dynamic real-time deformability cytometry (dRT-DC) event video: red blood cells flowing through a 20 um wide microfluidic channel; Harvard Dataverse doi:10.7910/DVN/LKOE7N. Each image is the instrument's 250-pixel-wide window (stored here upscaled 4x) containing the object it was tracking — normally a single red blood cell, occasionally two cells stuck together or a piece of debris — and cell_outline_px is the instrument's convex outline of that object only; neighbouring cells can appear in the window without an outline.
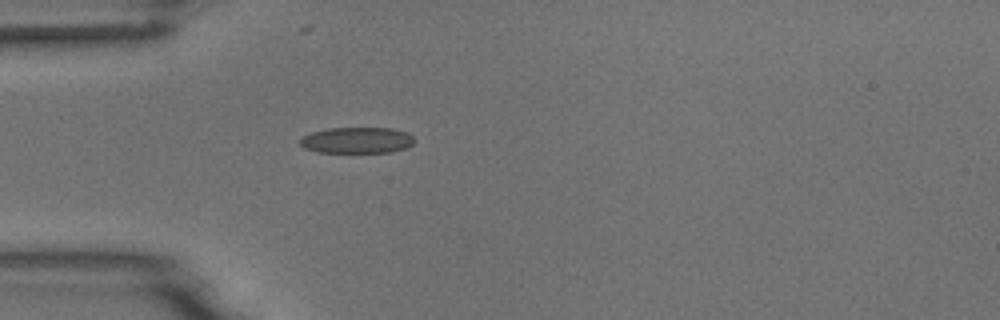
{"species": "common noctule bat (a hibernating species)", "species_latin": "Nyctalus noctula", "temperature_condition": "room temperature", "stored_images_in_passage": 3, "camera_frame_rate_fps": 3000, "um_per_image_px": 0.085, "animal": {"sex": "male", "body_mass_g": 18.8}, "frame": {"image": 1, "passage_image": 3, "time_ms": 3.0, "image_size_px": [1000, 320], "cell_outline_px": [[416, 140], [412, 144], [404, 148], [392, 152], [316, 152], [304, 148], [300, 144], [300, 140], [304, 136], [312, 132], [328, 128], [392, 128], [408, 132]], "centroid_in_image_um": [30.36, 11.92], "position_along_channel_um": 54.6, "area_um2": 17.4}}